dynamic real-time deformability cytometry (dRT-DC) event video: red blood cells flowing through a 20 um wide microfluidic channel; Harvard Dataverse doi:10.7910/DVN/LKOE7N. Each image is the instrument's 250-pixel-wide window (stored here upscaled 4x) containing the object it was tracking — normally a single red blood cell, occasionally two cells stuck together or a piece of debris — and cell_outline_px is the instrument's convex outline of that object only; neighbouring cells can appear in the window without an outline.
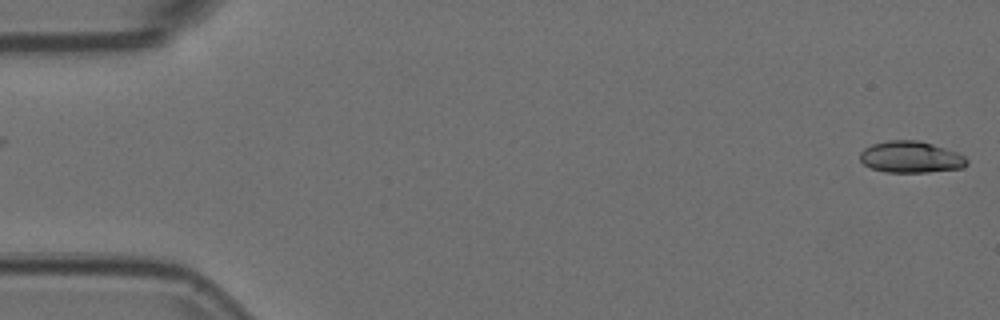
{"species": "Egyptian fruit bat (a non-hibernating species)", "species_latin": "Rousettus aegyptiacus", "temperature_condition": "room temperature", "stored_images_in_passage": 6, "segment_of_instrument_passage": [2, 2], "camera_frame_rate_fps": 3000, "um_per_image_px": 0.085, "animal": {"sex": "female"}, "frame": {"image": 1, "passage_image": 6, "time_ms": 1.667, "image_size_px": [1000, 320], "cell_outline_px": [[968, 164], [964, 168], [928, 172], [884, 172], [872, 168], [864, 164], [860, 160], [860, 152], [864, 148], [872, 144], [888, 140], [920, 140], [956, 152], [964, 156], [968, 160]], "centroid_in_image_um": [77.42, 13.35], "position_along_channel_um": 7.6, "area_um2": 19.71}}